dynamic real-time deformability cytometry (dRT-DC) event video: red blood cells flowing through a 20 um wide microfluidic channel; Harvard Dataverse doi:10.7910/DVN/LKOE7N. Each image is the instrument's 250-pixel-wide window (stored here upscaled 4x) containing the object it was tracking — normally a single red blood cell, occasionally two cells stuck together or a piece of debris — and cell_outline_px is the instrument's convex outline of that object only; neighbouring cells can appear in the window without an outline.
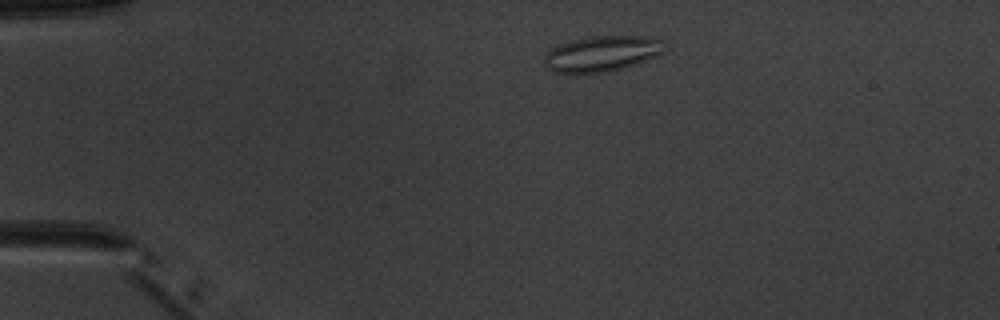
{"species": "common noctule bat (a hibernating species)", "species_latin": "Nyctalus noctula", "temperature_condition": "warm", "stored_images_in_passage": 4, "camera_frame_rate_fps": 3000, "um_per_image_px": 0.085, "animal": {"sex": "male", "body_mass_g": 20.1, "forearm_length_mm": 53.5}, "frame": {"image": 1, "passage_image": 2, "time_ms": 1.0, "image_size_px": [1000, 320], "cell_outline_px": [[664, 40], [660, 52], [636, 64], [608, 72], [556, 72], [548, 68], [544, 64], [544, 56], [552, 48], [560, 44], [572, 40], [588, 36], [656, 36]], "centroid_in_image_um": [51.14, 4.53], "position_along_channel_um": 33.9, "area_um2": 24.57}}
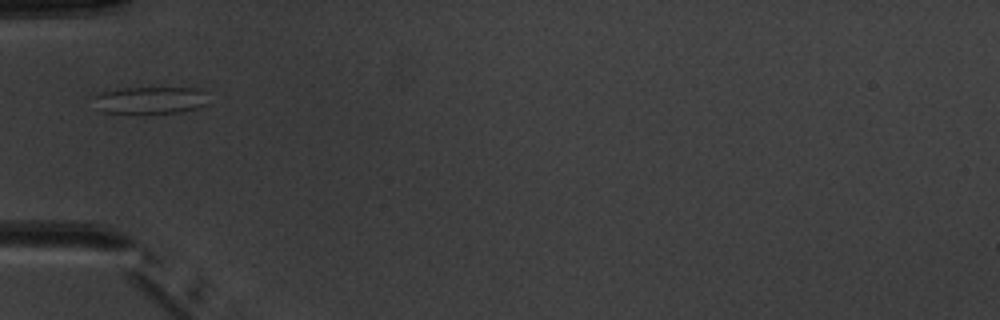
{"frame": {"image": 2, "passage_image": 4, "time_ms": 3.333, "image_size_px": [1000, 320], "cell_outline_px": [[208, 104], [196, 108], [180, 112], [104, 112], [96, 96], [100, 92], [116, 88], [200, 88], [204, 92]], "centroid_in_image_um": [12.88, 8.48], "position_along_channel_um": 72.1, "area_um2": 17.46}}